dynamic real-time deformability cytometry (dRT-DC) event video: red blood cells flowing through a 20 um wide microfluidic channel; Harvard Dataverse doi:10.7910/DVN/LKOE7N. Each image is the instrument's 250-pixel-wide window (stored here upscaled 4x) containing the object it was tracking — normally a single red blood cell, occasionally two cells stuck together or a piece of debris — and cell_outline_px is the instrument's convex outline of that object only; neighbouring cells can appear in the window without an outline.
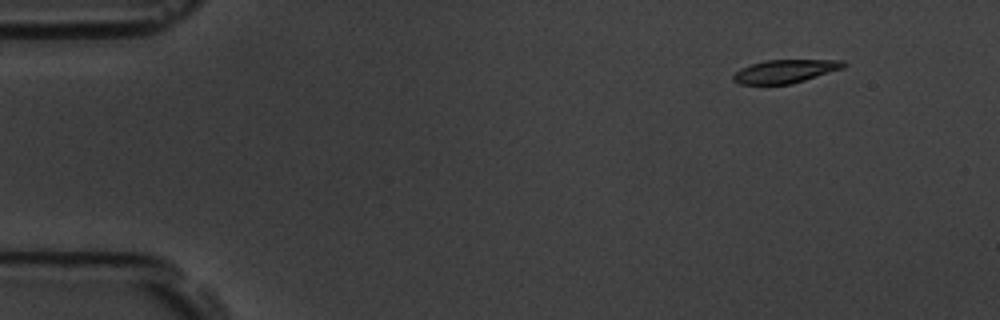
{"species": "common noctule bat (a hibernating species)", "species_latin": "Nyctalus noctula", "temperature_condition": "room temperature", "stored_images_in_passage": 4, "camera_frame_rate_fps": 3000, "um_per_image_px": 0.085, "animal": {"sex": "male", "body_mass_g": 19.5, "forearm_length_mm": 54.6}, "frame": {"image": 1, "passage_image": 1, "time_ms": 0.0, "image_size_px": [1000, 320], "cell_outline_px": [[848, 64], [844, 68], [792, 84], [740, 84], [732, 80], [732, 76], [740, 68], [764, 60], [844, 60]], "centroid_in_image_um": [66.76, 6.05], "position_along_channel_um": 18.2, "area_um2": 15.03}}